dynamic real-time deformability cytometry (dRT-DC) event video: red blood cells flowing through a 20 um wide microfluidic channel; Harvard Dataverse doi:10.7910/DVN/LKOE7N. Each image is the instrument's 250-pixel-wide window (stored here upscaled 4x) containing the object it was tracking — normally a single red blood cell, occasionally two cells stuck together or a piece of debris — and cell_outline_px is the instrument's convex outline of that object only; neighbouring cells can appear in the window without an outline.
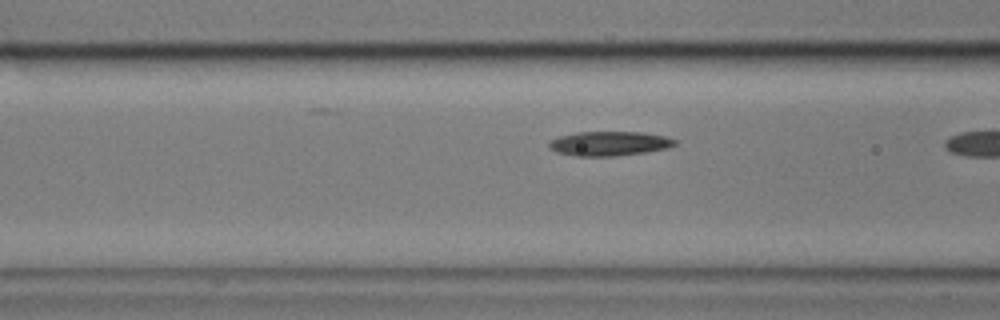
{"species": "common noctule bat (a hibernating species)", "species_latin": "Nyctalus noctula", "temperature_condition": "cold", "stored_images_in_passage": 20, "camera_frame_rate_fps": 3000, "um_per_image_px": 0.085, "animal": {"sex": "male", "body_mass_g": 17.9}, "frame": {"image": 1, "passage_image": 19, "time_ms": 6.0, "image_size_px": [1000, 320], "cell_outline_px": [[676, 144], [668, 148], [644, 152], [616, 156], [576, 156], [556, 152], [548, 148], [548, 140], [560, 136], [576, 132], [640, 132], [664, 136], [676, 140]], "centroid_in_image_um": [51.73, 12.2], "position_along_channel_um": 114.9, "area_um2": 17.92}}